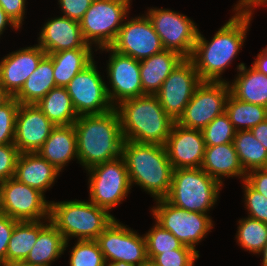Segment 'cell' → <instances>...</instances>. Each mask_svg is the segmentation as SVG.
<instances>
[{
  "instance_id": "1",
  "label": "cell",
  "mask_w": 267,
  "mask_h": 266,
  "mask_svg": "<svg viewBox=\"0 0 267 266\" xmlns=\"http://www.w3.org/2000/svg\"><path fill=\"white\" fill-rule=\"evenodd\" d=\"M233 12L210 41L198 31L190 59L202 81H226L222 78L225 69L243 48L253 17L241 9Z\"/></svg>"
},
{
  "instance_id": "2",
  "label": "cell",
  "mask_w": 267,
  "mask_h": 266,
  "mask_svg": "<svg viewBox=\"0 0 267 266\" xmlns=\"http://www.w3.org/2000/svg\"><path fill=\"white\" fill-rule=\"evenodd\" d=\"M78 162L85 169L122 156L124 137L116 109L81 115L74 122Z\"/></svg>"
},
{
  "instance_id": "3",
  "label": "cell",
  "mask_w": 267,
  "mask_h": 266,
  "mask_svg": "<svg viewBox=\"0 0 267 266\" xmlns=\"http://www.w3.org/2000/svg\"><path fill=\"white\" fill-rule=\"evenodd\" d=\"M122 157L131 186H140L154 200L165 199L168 196L173 167L163 145L124 140Z\"/></svg>"
},
{
  "instance_id": "4",
  "label": "cell",
  "mask_w": 267,
  "mask_h": 266,
  "mask_svg": "<svg viewBox=\"0 0 267 266\" xmlns=\"http://www.w3.org/2000/svg\"><path fill=\"white\" fill-rule=\"evenodd\" d=\"M114 108L124 140L165 145L175 121L165 113L155 95L127 99Z\"/></svg>"
},
{
  "instance_id": "5",
  "label": "cell",
  "mask_w": 267,
  "mask_h": 266,
  "mask_svg": "<svg viewBox=\"0 0 267 266\" xmlns=\"http://www.w3.org/2000/svg\"><path fill=\"white\" fill-rule=\"evenodd\" d=\"M114 218L113 214L90 200L50 201V220L65 241L72 238L95 240Z\"/></svg>"
},
{
  "instance_id": "6",
  "label": "cell",
  "mask_w": 267,
  "mask_h": 266,
  "mask_svg": "<svg viewBox=\"0 0 267 266\" xmlns=\"http://www.w3.org/2000/svg\"><path fill=\"white\" fill-rule=\"evenodd\" d=\"M222 186L201 167L173 169L170 192L165 199L188 212L208 214L217 204Z\"/></svg>"
},
{
  "instance_id": "7",
  "label": "cell",
  "mask_w": 267,
  "mask_h": 266,
  "mask_svg": "<svg viewBox=\"0 0 267 266\" xmlns=\"http://www.w3.org/2000/svg\"><path fill=\"white\" fill-rule=\"evenodd\" d=\"M132 0H94L79 21L85 42L97 48L110 47L115 41Z\"/></svg>"
},
{
  "instance_id": "8",
  "label": "cell",
  "mask_w": 267,
  "mask_h": 266,
  "mask_svg": "<svg viewBox=\"0 0 267 266\" xmlns=\"http://www.w3.org/2000/svg\"><path fill=\"white\" fill-rule=\"evenodd\" d=\"M89 199L109 213L127 198L132 186L122 156L99 163L86 170Z\"/></svg>"
},
{
  "instance_id": "9",
  "label": "cell",
  "mask_w": 267,
  "mask_h": 266,
  "mask_svg": "<svg viewBox=\"0 0 267 266\" xmlns=\"http://www.w3.org/2000/svg\"><path fill=\"white\" fill-rule=\"evenodd\" d=\"M156 201V202H155ZM151 213L155 221L164 229L170 231L181 243L196 250L200 243L214 226L209 214L186 211L173 206L166 199L154 200Z\"/></svg>"
},
{
  "instance_id": "10",
  "label": "cell",
  "mask_w": 267,
  "mask_h": 266,
  "mask_svg": "<svg viewBox=\"0 0 267 266\" xmlns=\"http://www.w3.org/2000/svg\"><path fill=\"white\" fill-rule=\"evenodd\" d=\"M145 14L159 35L164 49L178 52L184 58L192 56L199 29L191 18L170 9L156 7L149 8Z\"/></svg>"
},
{
  "instance_id": "11",
  "label": "cell",
  "mask_w": 267,
  "mask_h": 266,
  "mask_svg": "<svg viewBox=\"0 0 267 266\" xmlns=\"http://www.w3.org/2000/svg\"><path fill=\"white\" fill-rule=\"evenodd\" d=\"M229 95L228 81H202L176 123L185 128L202 130L225 112Z\"/></svg>"
},
{
  "instance_id": "12",
  "label": "cell",
  "mask_w": 267,
  "mask_h": 266,
  "mask_svg": "<svg viewBox=\"0 0 267 266\" xmlns=\"http://www.w3.org/2000/svg\"><path fill=\"white\" fill-rule=\"evenodd\" d=\"M95 64L93 60L65 86L78 116L103 114L114 109L108 97L106 81Z\"/></svg>"
},
{
  "instance_id": "13",
  "label": "cell",
  "mask_w": 267,
  "mask_h": 266,
  "mask_svg": "<svg viewBox=\"0 0 267 266\" xmlns=\"http://www.w3.org/2000/svg\"><path fill=\"white\" fill-rule=\"evenodd\" d=\"M2 209L17 221L50 219V201L39 190L10 178L0 183Z\"/></svg>"
},
{
  "instance_id": "14",
  "label": "cell",
  "mask_w": 267,
  "mask_h": 266,
  "mask_svg": "<svg viewBox=\"0 0 267 266\" xmlns=\"http://www.w3.org/2000/svg\"><path fill=\"white\" fill-rule=\"evenodd\" d=\"M126 226L114 218L95 239L107 265L123 261L138 266L147 259L144 235Z\"/></svg>"
},
{
  "instance_id": "15",
  "label": "cell",
  "mask_w": 267,
  "mask_h": 266,
  "mask_svg": "<svg viewBox=\"0 0 267 266\" xmlns=\"http://www.w3.org/2000/svg\"><path fill=\"white\" fill-rule=\"evenodd\" d=\"M201 82L192 60L184 58L164 80L155 96L165 113L176 122Z\"/></svg>"
},
{
  "instance_id": "16",
  "label": "cell",
  "mask_w": 267,
  "mask_h": 266,
  "mask_svg": "<svg viewBox=\"0 0 267 266\" xmlns=\"http://www.w3.org/2000/svg\"><path fill=\"white\" fill-rule=\"evenodd\" d=\"M101 51L110 53L105 70L110 84H106V89L112 105L115 107L124 100L144 96L140 62L131 56L116 52L111 47L101 48Z\"/></svg>"
},
{
  "instance_id": "17",
  "label": "cell",
  "mask_w": 267,
  "mask_h": 266,
  "mask_svg": "<svg viewBox=\"0 0 267 266\" xmlns=\"http://www.w3.org/2000/svg\"><path fill=\"white\" fill-rule=\"evenodd\" d=\"M110 47L116 52L131 56L138 61L164 50L160 37L146 14L131 19L126 17Z\"/></svg>"
},
{
  "instance_id": "18",
  "label": "cell",
  "mask_w": 267,
  "mask_h": 266,
  "mask_svg": "<svg viewBox=\"0 0 267 266\" xmlns=\"http://www.w3.org/2000/svg\"><path fill=\"white\" fill-rule=\"evenodd\" d=\"M55 126L36 104H20L16 115L14 145L20 153L38 152Z\"/></svg>"
},
{
  "instance_id": "19",
  "label": "cell",
  "mask_w": 267,
  "mask_h": 266,
  "mask_svg": "<svg viewBox=\"0 0 267 266\" xmlns=\"http://www.w3.org/2000/svg\"><path fill=\"white\" fill-rule=\"evenodd\" d=\"M173 169L202 166L205 141L199 129H190L174 123L164 145Z\"/></svg>"
},
{
  "instance_id": "20",
  "label": "cell",
  "mask_w": 267,
  "mask_h": 266,
  "mask_svg": "<svg viewBox=\"0 0 267 266\" xmlns=\"http://www.w3.org/2000/svg\"><path fill=\"white\" fill-rule=\"evenodd\" d=\"M45 55L36 44L10 52L0 60V84L11 97L20 91Z\"/></svg>"
},
{
  "instance_id": "21",
  "label": "cell",
  "mask_w": 267,
  "mask_h": 266,
  "mask_svg": "<svg viewBox=\"0 0 267 266\" xmlns=\"http://www.w3.org/2000/svg\"><path fill=\"white\" fill-rule=\"evenodd\" d=\"M38 44L46 54L76 48H92L82 36L80 22L64 16L50 18L42 26Z\"/></svg>"
},
{
  "instance_id": "22",
  "label": "cell",
  "mask_w": 267,
  "mask_h": 266,
  "mask_svg": "<svg viewBox=\"0 0 267 266\" xmlns=\"http://www.w3.org/2000/svg\"><path fill=\"white\" fill-rule=\"evenodd\" d=\"M60 172L38 152L20 153L16 163L14 178L45 195V192L55 184V180L60 176Z\"/></svg>"
},
{
  "instance_id": "23",
  "label": "cell",
  "mask_w": 267,
  "mask_h": 266,
  "mask_svg": "<svg viewBox=\"0 0 267 266\" xmlns=\"http://www.w3.org/2000/svg\"><path fill=\"white\" fill-rule=\"evenodd\" d=\"M38 153L61 172L71 160L78 161L74 124L55 126Z\"/></svg>"
},
{
  "instance_id": "24",
  "label": "cell",
  "mask_w": 267,
  "mask_h": 266,
  "mask_svg": "<svg viewBox=\"0 0 267 266\" xmlns=\"http://www.w3.org/2000/svg\"><path fill=\"white\" fill-rule=\"evenodd\" d=\"M201 169L221 185H224L223 177H238L241 181L246 179V173L239 162L233 143L205 146Z\"/></svg>"
},
{
  "instance_id": "25",
  "label": "cell",
  "mask_w": 267,
  "mask_h": 266,
  "mask_svg": "<svg viewBox=\"0 0 267 266\" xmlns=\"http://www.w3.org/2000/svg\"><path fill=\"white\" fill-rule=\"evenodd\" d=\"M183 59L184 57L178 52L164 49L160 53L139 61L144 94L155 95L164 80Z\"/></svg>"
},
{
  "instance_id": "26",
  "label": "cell",
  "mask_w": 267,
  "mask_h": 266,
  "mask_svg": "<svg viewBox=\"0 0 267 266\" xmlns=\"http://www.w3.org/2000/svg\"><path fill=\"white\" fill-rule=\"evenodd\" d=\"M237 75L232 83L228 81L230 93L237 99L262 105L267 108V75L245 63L237 65Z\"/></svg>"
},
{
  "instance_id": "27",
  "label": "cell",
  "mask_w": 267,
  "mask_h": 266,
  "mask_svg": "<svg viewBox=\"0 0 267 266\" xmlns=\"http://www.w3.org/2000/svg\"><path fill=\"white\" fill-rule=\"evenodd\" d=\"M69 241H65L62 233L50 221L39 233L38 238L24 260L27 263L51 266L64 254Z\"/></svg>"
},
{
  "instance_id": "28",
  "label": "cell",
  "mask_w": 267,
  "mask_h": 266,
  "mask_svg": "<svg viewBox=\"0 0 267 266\" xmlns=\"http://www.w3.org/2000/svg\"><path fill=\"white\" fill-rule=\"evenodd\" d=\"M93 48H76L48 54L53 61L56 87H65L71 79L93 60Z\"/></svg>"
},
{
  "instance_id": "29",
  "label": "cell",
  "mask_w": 267,
  "mask_h": 266,
  "mask_svg": "<svg viewBox=\"0 0 267 266\" xmlns=\"http://www.w3.org/2000/svg\"><path fill=\"white\" fill-rule=\"evenodd\" d=\"M55 87L53 61L46 54L14 98L20 104H36Z\"/></svg>"
},
{
  "instance_id": "30",
  "label": "cell",
  "mask_w": 267,
  "mask_h": 266,
  "mask_svg": "<svg viewBox=\"0 0 267 266\" xmlns=\"http://www.w3.org/2000/svg\"><path fill=\"white\" fill-rule=\"evenodd\" d=\"M50 221V219L17 221L8 243L6 265L24 261L35 244L40 231Z\"/></svg>"
},
{
  "instance_id": "31",
  "label": "cell",
  "mask_w": 267,
  "mask_h": 266,
  "mask_svg": "<svg viewBox=\"0 0 267 266\" xmlns=\"http://www.w3.org/2000/svg\"><path fill=\"white\" fill-rule=\"evenodd\" d=\"M36 105L56 126L74 124L79 117L65 87L51 89Z\"/></svg>"
},
{
  "instance_id": "32",
  "label": "cell",
  "mask_w": 267,
  "mask_h": 266,
  "mask_svg": "<svg viewBox=\"0 0 267 266\" xmlns=\"http://www.w3.org/2000/svg\"><path fill=\"white\" fill-rule=\"evenodd\" d=\"M233 145L246 174L251 170L267 168V150L250 130L236 131Z\"/></svg>"
},
{
  "instance_id": "33",
  "label": "cell",
  "mask_w": 267,
  "mask_h": 266,
  "mask_svg": "<svg viewBox=\"0 0 267 266\" xmlns=\"http://www.w3.org/2000/svg\"><path fill=\"white\" fill-rule=\"evenodd\" d=\"M225 112L236 131L250 130L267 118V108L235 98L231 93L226 101Z\"/></svg>"
},
{
  "instance_id": "34",
  "label": "cell",
  "mask_w": 267,
  "mask_h": 266,
  "mask_svg": "<svg viewBox=\"0 0 267 266\" xmlns=\"http://www.w3.org/2000/svg\"><path fill=\"white\" fill-rule=\"evenodd\" d=\"M236 243L245 251L259 254L267 244V223L250 217L238 221Z\"/></svg>"
},
{
  "instance_id": "35",
  "label": "cell",
  "mask_w": 267,
  "mask_h": 266,
  "mask_svg": "<svg viewBox=\"0 0 267 266\" xmlns=\"http://www.w3.org/2000/svg\"><path fill=\"white\" fill-rule=\"evenodd\" d=\"M146 241L147 258L152 259L155 255L180 249L184 246L170 231L164 229L156 221L154 226L143 234Z\"/></svg>"
},
{
  "instance_id": "36",
  "label": "cell",
  "mask_w": 267,
  "mask_h": 266,
  "mask_svg": "<svg viewBox=\"0 0 267 266\" xmlns=\"http://www.w3.org/2000/svg\"><path fill=\"white\" fill-rule=\"evenodd\" d=\"M69 252V266H107L96 240H77Z\"/></svg>"
},
{
  "instance_id": "37",
  "label": "cell",
  "mask_w": 267,
  "mask_h": 266,
  "mask_svg": "<svg viewBox=\"0 0 267 266\" xmlns=\"http://www.w3.org/2000/svg\"><path fill=\"white\" fill-rule=\"evenodd\" d=\"M205 146L233 143L236 130L226 112L214 118L201 130Z\"/></svg>"
},
{
  "instance_id": "38",
  "label": "cell",
  "mask_w": 267,
  "mask_h": 266,
  "mask_svg": "<svg viewBox=\"0 0 267 266\" xmlns=\"http://www.w3.org/2000/svg\"><path fill=\"white\" fill-rule=\"evenodd\" d=\"M241 183L244 190V208L248 211L247 217L267 223V198L255 190L246 180L241 181Z\"/></svg>"
},
{
  "instance_id": "39",
  "label": "cell",
  "mask_w": 267,
  "mask_h": 266,
  "mask_svg": "<svg viewBox=\"0 0 267 266\" xmlns=\"http://www.w3.org/2000/svg\"><path fill=\"white\" fill-rule=\"evenodd\" d=\"M20 103L11 97L0 107V145L14 143L16 115Z\"/></svg>"
},
{
  "instance_id": "40",
  "label": "cell",
  "mask_w": 267,
  "mask_h": 266,
  "mask_svg": "<svg viewBox=\"0 0 267 266\" xmlns=\"http://www.w3.org/2000/svg\"><path fill=\"white\" fill-rule=\"evenodd\" d=\"M199 255L197 251L184 245L180 249L155 255L152 260L157 266H194L195 261L200 257Z\"/></svg>"
},
{
  "instance_id": "41",
  "label": "cell",
  "mask_w": 267,
  "mask_h": 266,
  "mask_svg": "<svg viewBox=\"0 0 267 266\" xmlns=\"http://www.w3.org/2000/svg\"><path fill=\"white\" fill-rule=\"evenodd\" d=\"M19 154L14 143L0 145V183L15 176Z\"/></svg>"
},
{
  "instance_id": "42",
  "label": "cell",
  "mask_w": 267,
  "mask_h": 266,
  "mask_svg": "<svg viewBox=\"0 0 267 266\" xmlns=\"http://www.w3.org/2000/svg\"><path fill=\"white\" fill-rule=\"evenodd\" d=\"M94 0H58L62 16L80 21Z\"/></svg>"
},
{
  "instance_id": "43",
  "label": "cell",
  "mask_w": 267,
  "mask_h": 266,
  "mask_svg": "<svg viewBox=\"0 0 267 266\" xmlns=\"http://www.w3.org/2000/svg\"><path fill=\"white\" fill-rule=\"evenodd\" d=\"M17 220L8 215L0 216V264L6 265V252L11 234L14 230Z\"/></svg>"
},
{
  "instance_id": "44",
  "label": "cell",
  "mask_w": 267,
  "mask_h": 266,
  "mask_svg": "<svg viewBox=\"0 0 267 266\" xmlns=\"http://www.w3.org/2000/svg\"><path fill=\"white\" fill-rule=\"evenodd\" d=\"M26 0H0V5L4 12L22 28L25 18Z\"/></svg>"
},
{
  "instance_id": "45",
  "label": "cell",
  "mask_w": 267,
  "mask_h": 266,
  "mask_svg": "<svg viewBox=\"0 0 267 266\" xmlns=\"http://www.w3.org/2000/svg\"><path fill=\"white\" fill-rule=\"evenodd\" d=\"M245 180L267 198V168L251 170Z\"/></svg>"
},
{
  "instance_id": "46",
  "label": "cell",
  "mask_w": 267,
  "mask_h": 266,
  "mask_svg": "<svg viewBox=\"0 0 267 266\" xmlns=\"http://www.w3.org/2000/svg\"><path fill=\"white\" fill-rule=\"evenodd\" d=\"M250 131L267 150V118L263 122H260L257 126L250 129Z\"/></svg>"
},
{
  "instance_id": "47",
  "label": "cell",
  "mask_w": 267,
  "mask_h": 266,
  "mask_svg": "<svg viewBox=\"0 0 267 266\" xmlns=\"http://www.w3.org/2000/svg\"><path fill=\"white\" fill-rule=\"evenodd\" d=\"M254 60L251 66L260 73L267 75V46L260 50Z\"/></svg>"
},
{
  "instance_id": "48",
  "label": "cell",
  "mask_w": 267,
  "mask_h": 266,
  "mask_svg": "<svg viewBox=\"0 0 267 266\" xmlns=\"http://www.w3.org/2000/svg\"><path fill=\"white\" fill-rule=\"evenodd\" d=\"M6 26H10L12 30L14 29V31L20 29L18 25L4 12L0 5V37L3 35L4 31L7 30Z\"/></svg>"
},
{
  "instance_id": "49",
  "label": "cell",
  "mask_w": 267,
  "mask_h": 266,
  "mask_svg": "<svg viewBox=\"0 0 267 266\" xmlns=\"http://www.w3.org/2000/svg\"><path fill=\"white\" fill-rule=\"evenodd\" d=\"M260 6H267V0H251V2L243 10L253 17L255 8Z\"/></svg>"
},
{
  "instance_id": "50",
  "label": "cell",
  "mask_w": 267,
  "mask_h": 266,
  "mask_svg": "<svg viewBox=\"0 0 267 266\" xmlns=\"http://www.w3.org/2000/svg\"><path fill=\"white\" fill-rule=\"evenodd\" d=\"M11 96L6 92L3 86L0 84V107L5 104Z\"/></svg>"
},
{
  "instance_id": "51",
  "label": "cell",
  "mask_w": 267,
  "mask_h": 266,
  "mask_svg": "<svg viewBox=\"0 0 267 266\" xmlns=\"http://www.w3.org/2000/svg\"><path fill=\"white\" fill-rule=\"evenodd\" d=\"M250 2H251V0H238L237 4L234 5L233 9L243 10Z\"/></svg>"
},
{
  "instance_id": "52",
  "label": "cell",
  "mask_w": 267,
  "mask_h": 266,
  "mask_svg": "<svg viewBox=\"0 0 267 266\" xmlns=\"http://www.w3.org/2000/svg\"><path fill=\"white\" fill-rule=\"evenodd\" d=\"M262 256V265L261 266H267V244L264 246V248L261 250V252L258 254Z\"/></svg>"
},
{
  "instance_id": "53",
  "label": "cell",
  "mask_w": 267,
  "mask_h": 266,
  "mask_svg": "<svg viewBox=\"0 0 267 266\" xmlns=\"http://www.w3.org/2000/svg\"><path fill=\"white\" fill-rule=\"evenodd\" d=\"M4 266H40V265H34V264L27 263L25 261H20V262H14V263L4 265Z\"/></svg>"
},
{
  "instance_id": "54",
  "label": "cell",
  "mask_w": 267,
  "mask_h": 266,
  "mask_svg": "<svg viewBox=\"0 0 267 266\" xmlns=\"http://www.w3.org/2000/svg\"><path fill=\"white\" fill-rule=\"evenodd\" d=\"M107 266H136L134 264L125 263L123 261L109 263Z\"/></svg>"
},
{
  "instance_id": "55",
  "label": "cell",
  "mask_w": 267,
  "mask_h": 266,
  "mask_svg": "<svg viewBox=\"0 0 267 266\" xmlns=\"http://www.w3.org/2000/svg\"><path fill=\"white\" fill-rule=\"evenodd\" d=\"M138 266H157V264L152 259H146L144 262H141Z\"/></svg>"
},
{
  "instance_id": "56",
  "label": "cell",
  "mask_w": 267,
  "mask_h": 266,
  "mask_svg": "<svg viewBox=\"0 0 267 266\" xmlns=\"http://www.w3.org/2000/svg\"><path fill=\"white\" fill-rule=\"evenodd\" d=\"M3 209H2V198H1V187H0V216L3 215Z\"/></svg>"
}]
</instances>
